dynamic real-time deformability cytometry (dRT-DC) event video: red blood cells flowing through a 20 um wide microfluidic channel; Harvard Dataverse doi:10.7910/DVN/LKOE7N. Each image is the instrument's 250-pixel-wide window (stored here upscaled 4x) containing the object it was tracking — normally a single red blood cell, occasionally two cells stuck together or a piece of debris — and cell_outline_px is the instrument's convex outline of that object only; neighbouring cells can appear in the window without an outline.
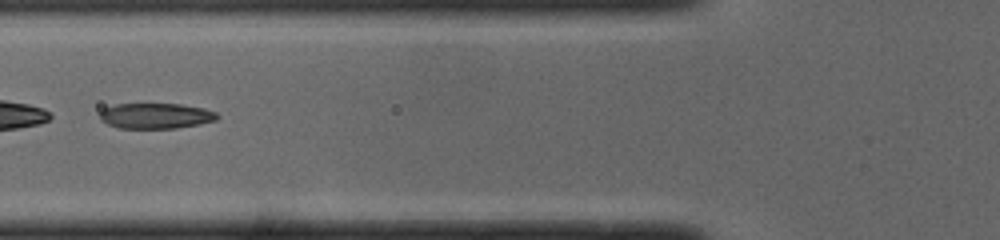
{"species": "common noctule bat (a hibernating species)", "species_latin": "Nyctalus noctula", "temperature_condition": "cold", "stored_images_in_passage": 48, "segment_of_instrument_passage": [2, 2], "camera_frame_rate_fps": 3000, "um_per_image_px": 0.085, "animal": {"sex": "male", "body_mass_g": 19.0, "forearm_length_mm": 50.8}, "frame": {"image": 1, "passage_image": 18, "time_ms": 5.667, "image_size_px": [1000, 240], "cell_outline_px": [[220, 116], [216, 120], [176, 128], [120, 128], [108, 124], [100, 120], [100, 112], [104, 108], [116, 104], [180, 104], [204, 108], [216, 112]], "centroid_in_image_um": [13.23, 9.84], "position_along_channel_um": 112.6, "area_um2": 17.34}}
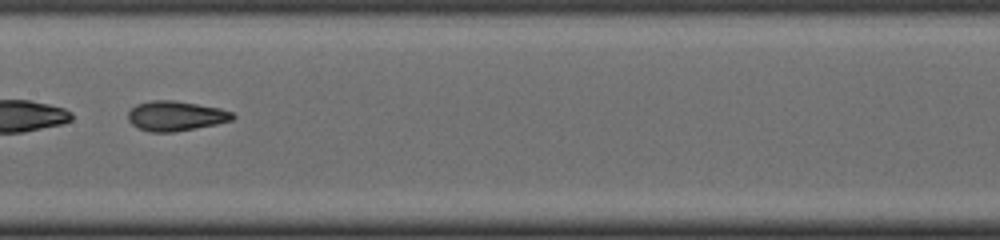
{"frame": {"image": 2, "passage_image": 24, "time_ms": 7.667, "image_size_px": [1000, 240], "cell_outline_px": [[236, 116], [232, 120], [216, 124], [172, 132], [148, 132], [136, 128], [128, 120], [128, 112], [136, 104], [152, 100], [176, 100], [220, 108], [232, 112]], "centroid_in_image_um": [14.91, 9.85], "position_along_channel_um": 192.5, "area_um2": 18.26}}
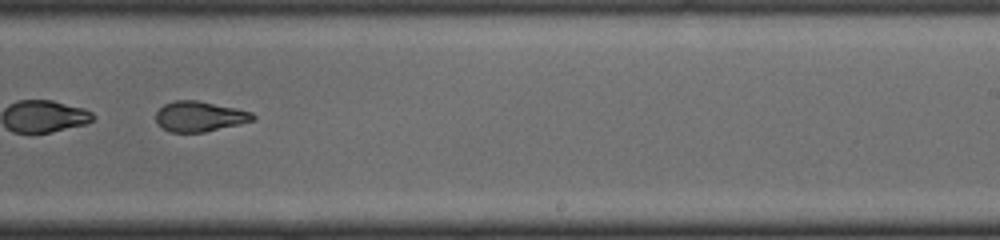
{"frame": {"image": 3, "passage_image": 30, "time_ms": 9.667, "image_size_px": [1000, 240], "cell_outline_px": [[256, 116], [252, 120], [240, 124], [204, 132], [168, 132], [156, 124], [156, 112], [164, 104], [176, 100], [196, 100], [236, 108], [252, 112]], "centroid_in_image_um": [16.93, 9.9], "position_along_channel_um": 272.1, "area_um2": 17.11}}